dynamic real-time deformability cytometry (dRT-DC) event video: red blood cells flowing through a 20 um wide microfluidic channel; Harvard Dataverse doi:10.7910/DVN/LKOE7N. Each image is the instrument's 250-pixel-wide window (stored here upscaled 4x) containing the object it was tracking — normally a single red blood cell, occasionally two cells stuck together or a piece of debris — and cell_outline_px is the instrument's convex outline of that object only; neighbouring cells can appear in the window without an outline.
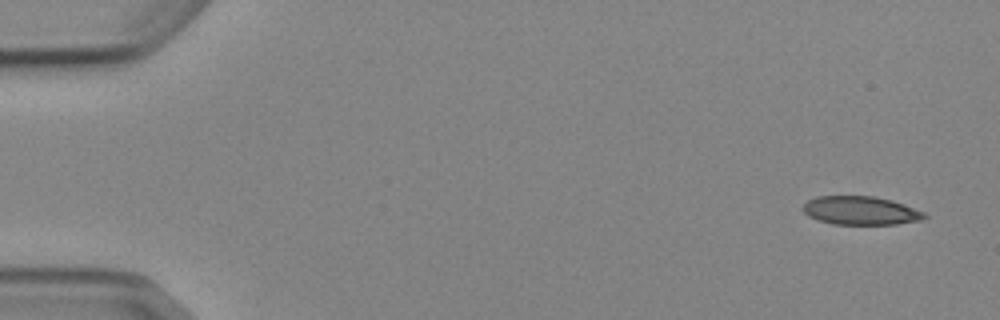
{"species": "Egyptian fruit bat (a non-hibernating species)", "species_latin": "Rousettus aegyptiacus", "temperature_condition": "cold", "stored_images_in_passage": 4, "camera_frame_rate_fps": 3000, "um_per_image_px": 0.085, "animal": {"sex": "female"}, "frame": {"image": 1, "passage_image": 1, "time_ms": 0.0, "image_size_px": [1000, 320], "cell_outline_px": [[928, 216], [920, 220], [896, 224], [832, 224], [808, 216], [800, 208], [808, 200], [816, 196], [872, 196], [892, 200], [904, 204], [924, 212]], "centroid_in_image_um": [73.13, 17.89], "position_along_channel_um": 11.9, "area_um2": 20.17}}